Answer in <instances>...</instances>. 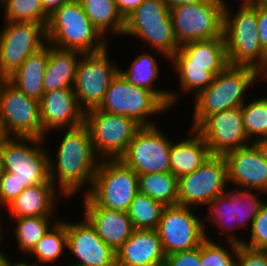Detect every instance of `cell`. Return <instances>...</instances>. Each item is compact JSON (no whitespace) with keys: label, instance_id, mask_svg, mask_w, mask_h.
I'll list each match as a JSON object with an SVG mask.
<instances>
[{"label":"cell","instance_id":"obj_32","mask_svg":"<svg viewBox=\"0 0 267 266\" xmlns=\"http://www.w3.org/2000/svg\"><path fill=\"white\" fill-rule=\"evenodd\" d=\"M55 216L20 217L11 219L16 224L14 227V237L17 241L18 249L27 255L33 250L36 244L58 221ZM52 220V221H51Z\"/></svg>","mask_w":267,"mask_h":266},{"label":"cell","instance_id":"obj_36","mask_svg":"<svg viewBox=\"0 0 267 266\" xmlns=\"http://www.w3.org/2000/svg\"><path fill=\"white\" fill-rule=\"evenodd\" d=\"M242 106L245 131L251 143L267 138V96L246 101Z\"/></svg>","mask_w":267,"mask_h":266},{"label":"cell","instance_id":"obj_47","mask_svg":"<svg viewBox=\"0 0 267 266\" xmlns=\"http://www.w3.org/2000/svg\"><path fill=\"white\" fill-rule=\"evenodd\" d=\"M164 3L168 6L169 9L183 5V4H196V3H202L209 0H163Z\"/></svg>","mask_w":267,"mask_h":266},{"label":"cell","instance_id":"obj_29","mask_svg":"<svg viewBox=\"0 0 267 266\" xmlns=\"http://www.w3.org/2000/svg\"><path fill=\"white\" fill-rule=\"evenodd\" d=\"M94 28L105 38L108 33L122 35L125 18L115 0H79ZM107 34V35H106Z\"/></svg>","mask_w":267,"mask_h":266},{"label":"cell","instance_id":"obj_22","mask_svg":"<svg viewBox=\"0 0 267 266\" xmlns=\"http://www.w3.org/2000/svg\"><path fill=\"white\" fill-rule=\"evenodd\" d=\"M116 266H162L166 254L157 230L134 229L117 250Z\"/></svg>","mask_w":267,"mask_h":266},{"label":"cell","instance_id":"obj_43","mask_svg":"<svg viewBox=\"0 0 267 266\" xmlns=\"http://www.w3.org/2000/svg\"><path fill=\"white\" fill-rule=\"evenodd\" d=\"M165 266H201L200 246L166 255Z\"/></svg>","mask_w":267,"mask_h":266},{"label":"cell","instance_id":"obj_21","mask_svg":"<svg viewBox=\"0 0 267 266\" xmlns=\"http://www.w3.org/2000/svg\"><path fill=\"white\" fill-rule=\"evenodd\" d=\"M85 217L98 236L116 253L132 235L134 227L128 212L98 206L87 194L83 196Z\"/></svg>","mask_w":267,"mask_h":266},{"label":"cell","instance_id":"obj_40","mask_svg":"<svg viewBox=\"0 0 267 266\" xmlns=\"http://www.w3.org/2000/svg\"><path fill=\"white\" fill-rule=\"evenodd\" d=\"M242 245L252 249L267 250V202L263 201L257 216L254 218L249 240H244Z\"/></svg>","mask_w":267,"mask_h":266},{"label":"cell","instance_id":"obj_25","mask_svg":"<svg viewBox=\"0 0 267 266\" xmlns=\"http://www.w3.org/2000/svg\"><path fill=\"white\" fill-rule=\"evenodd\" d=\"M158 64L154 54H150L149 51L143 52L133 59L127 69L119 68V73L131 84L151 91L168 109L172 110L173 105L180 100L178 96L180 93H175L173 89H156L154 83L160 74Z\"/></svg>","mask_w":267,"mask_h":266},{"label":"cell","instance_id":"obj_12","mask_svg":"<svg viewBox=\"0 0 267 266\" xmlns=\"http://www.w3.org/2000/svg\"><path fill=\"white\" fill-rule=\"evenodd\" d=\"M108 47L95 53H83L78 62L73 90L84 112L99 107L119 73L120 67L110 60Z\"/></svg>","mask_w":267,"mask_h":266},{"label":"cell","instance_id":"obj_16","mask_svg":"<svg viewBox=\"0 0 267 266\" xmlns=\"http://www.w3.org/2000/svg\"><path fill=\"white\" fill-rule=\"evenodd\" d=\"M157 125L142 126L119 158L137 175L170 172V148L173 141Z\"/></svg>","mask_w":267,"mask_h":266},{"label":"cell","instance_id":"obj_13","mask_svg":"<svg viewBox=\"0 0 267 266\" xmlns=\"http://www.w3.org/2000/svg\"><path fill=\"white\" fill-rule=\"evenodd\" d=\"M0 31V79H8L47 44L46 27L36 22H4Z\"/></svg>","mask_w":267,"mask_h":266},{"label":"cell","instance_id":"obj_8","mask_svg":"<svg viewBox=\"0 0 267 266\" xmlns=\"http://www.w3.org/2000/svg\"><path fill=\"white\" fill-rule=\"evenodd\" d=\"M138 192V175L132 168L120 159H103L87 195L100 207L128 212Z\"/></svg>","mask_w":267,"mask_h":266},{"label":"cell","instance_id":"obj_7","mask_svg":"<svg viewBox=\"0 0 267 266\" xmlns=\"http://www.w3.org/2000/svg\"><path fill=\"white\" fill-rule=\"evenodd\" d=\"M228 5L226 0H209L171 8L177 43L181 46L196 40L224 38V10Z\"/></svg>","mask_w":267,"mask_h":266},{"label":"cell","instance_id":"obj_9","mask_svg":"<svg viewBox=\"0 0 267 266\" xmlns=\"http://www.w3.org/2000/svg\"><path fill=\"white\" fill-rule=\"evenodd\" d=\"M110 114L127 116L141 126L157 125L151 116H157L169 109L151 92L128 82L118 73L105 92L97 108Z\"/></svg>","mask_w":267,"mask_h":266},{"label":"cell","instance_id":"obj_33","mask_svg":"<svg viewBox=\"0 0 267 266\" xmlns=\"http://www.w3.org/2000/svg\"><path fill=\"white\" fill-rule=\"evenodd\" d=\"M67 249L66 221L58 220L28 254L37 257L38 265L59 260ZM41 263V264H40Z\"/></svg>","mask_w":267,"mask_h":266},{"label":"cell","instance_id":"obj_20","mask_svg":"<svg viewBox=\"0 0 267 266\" xmlns=\"http://www.w3.org/2000/svg\"><path fill=\"white\" fill-rule=\"evenodd\" d=\"M39 103L42 139L50 130L64 131L84 124L85 112L80 108L73 89L44 92Z\"/></svg>","mask_w":267,"mask_h":266},{"label":"cell","instance_id":"obj_44","mask_svg":"<svg viewBox=\"0 0 267 266\" xmlns=\"http://www.w3.org/2000/svg\"><path fill=\"white\" fill-rule=\"evenodd\" d=\"M257 27L261 46L267 54V4L261 3L256 6Z\"/></svg>","mask_w":267,"mask_h":266},{"label":"cell","instance_id":"obj_52","mask_svg":"<svg viewBox=\"0 0 267 266\" xmlns=\"http://www.w3.org/2000/svg\"><path fill=\"white\" fill-rule=\"evenodd\" d=\"M0 209H2V208H0ZM0 213H1V212H0ZM0 215H1V214H0ZM2 219H3V218L0 216V244H2L1 241H2V239H3V234H2V230H3L2 228H3V227H2V224H1V223H2V222H1ZM0 246H1V245H0Z\"/></svg>","mask_w":267,"mask_h":266},{"label":"cell","instance_id":"obj_48","mask_svg":"<svg viewBox=\"0 0 267 266\" xmlns=\"http://www.w3.org/2000/svg\"><path fill=\"white\" fill-rule=\"evenodd\" d=\"M257 146L258 150L260 151L263 160L267 163V138L260 139L254 142Z\"/></svg>","mask_w":267,"mask_h":266},{"label":"cell","instance_id":"obj_54","mask_svg":"<svg viewBox=\"0 0 267 266\" xmlns=\"http://www.w3.org/2000/svg\"><path fill=\"white\" fill-rule=\"evenodd\" d=\"M2 163H1V155H0V176H1V174H2Z\"/></svg>","mask_w":267,"mask_h":266},{"label":"cell","instance_id":"obj_31","mask_svg":"<svg viewBox=\"0 0 267 266\" xmlns=\"http://www.w3.org/2000/svg\"><path fill=\"white\" fill-rule=\"evenodd\" d=\"M139 193L164 206L178 204V178L171 172L138 175Z\"/></svg>","mask_w":267,"mask_h":266},{"label":"cell","instance_id":"obj_46","mask_svg":"<svg viewBox=\"0 0 267 266\" xmlns=\"http://www.w3.org/2000/svg\"><path fill=\"white\" fill-rule=\"evenodd\" d=\"M70 0H42L44 12L50 17L59 7Z\"/></svg>","mask_w":267,"mask_h":266},{"label":"cell","instance_id":"obj_2","mask_svg":"<svg viewBox=\"0 0 267 266\" xmlns=\"http://www.w3.org/2000/svg\"><path fill=\"white\" fill-rule=\"evenodd\" d=\"M263 75L255 68L228 64L214 76L209 87L202 90L194 99V129L206 116L231 108L243 106L247 90L252 89ZM251 87V88H250Z\"/></svg>","mask_w":267,"mask_h":266},{"label":"cell","instance_id":"obj_37","mask_svg":"<svg viewBox=\"0 0 267 266\" xmlns=\"http://www.w3.org/2000/svg\"><path fill=\"white\" fill-rule=\"evenodd\" d=\"M178 74L180 89L183 93L191 92L197 96L202 90L209 87L214 75L208 71V66L199 65H172Z\"/></svg>","mask_w":267,"mask_h":266},{"label":"cell","instance_id":"obj_27","mask_svg":"<svg viewBox=\"0 0 267 266\" xmlns=\"http://www.w3.org/2000/svg\"><path fill=\"white\" fill-rule=\"evenodd\" d=\"M188 139L172 141L170 172L177 178L192 173L212 155L206 141L192 128Z\"/></svg>","mask_w":267,"mask_h":266},{"label":"cell","instance_id":"obj_51","mask_svg":"<svg viewBox=\"0 0 267 266\" xmlns=\"http://www.w3.org/2000/svg\"><path fill=\"white\" fill-rule=\"evenodd\" d=\"M3 252H4V251H2V250L0 249V266H4L5 261H6V259H7V257H6L7 254H4Z\"/></svg>","mask_w":267,"mask_h":266},{"label":"cell","instance_id":"obj_17","mask_svg":"<svg viewBox=\"0 0 267 266\" xmlns=\"http://www.w3.org/2000/svg\"><path fill=\"white\" fill-rule=\"evenodd\" d=\"M194 130L206 141L212 155L223 156L251 144L243 123L242 106L210 114Z\"/></svg>","mask_w":267,"mask_h":266},{"label":"cell","instance_id":"obj_28","mask_svg":"<svg viewBox=\"0 0 267 266\" xmlns=\"http://www.w3.org/2000/svg\"><path fill=\"white\" fill-rule=\"evenodd\" d=\"M49 43L31 54L8 80L26 96L41 100L44 93L43 77L48 63Z\"/></svg>","mask_w":267,"mask_h":266},{"label":"cell","instance_id":"obj_34","mask_svg":"<svg viewBox=\"0 0 267 266\" xmlns=\"http://www.w3.org/2000/svg\"><path fill=\"white\" fill-rule=\"evenodd\" d=\"M164 207L162 203L138 192L128 210L134 229L156 230Z\"/></svg>","mask_w":267,"mask_h":266},{"label":"cell","instance_id":"obj_49","mask_svg":"<svg viewBox=\"0 0 267 266\" xmlns=\"http://www.w3.org/2000/svg\"><path fill=\"white\" fill-rule=\"evenodd\" d=\"M11 259H9V257H7L6 261H5V264L4 266H39L36 262L35 263H31L30 262L28 263L25 262L27 259H25L24 261L22 262H15V263H12V261H10Z\"/></svg>","mask_w":267,"mask_h":266},{"label":"cell","instance_id":"obj_15","mask_svg":"<svg viewBox=\"0 0 267 266\" xmlns=\"http://www.w3.org/2000/svg\"><path fill=\"white\" fill-rule=\"evenodd\" d=\"M227 183L224 157L211 155L194 172L178 178V205L193 208L207 206L228 190Z\"/></svg>","mask_w":267,"mask_h":266},{"label":"cell","instance_id":"obj_18","mask_svg":"<svg viewBox=\"0 0 267 266\" xmlns=\"http://www.w3.org/2000/svg\"><path fill=\"white\" fill-rule=\"evenodd\" d=\"M82 221L67 222V252L72 254L73 265L116 266L115 252L98 236L95 228L83 217Z\"/></svg>","mask_w":267,"mask_h":266},{"label":"cell","instance_id":"obj_38","mask_svg":"<svg viewBox=\"0 0 267 266\" xmlns=\"http://www.w3.org/2000/svg\"><path fill=\"white\" fill-rule=\"evenodd\" d=\"M228 245L223 247L206 236L200 245L201 266H236L238 245L231 242Z\"/></svg>","mask_w":267,"mask_h":266},{"label":"cell","instance_id":"obj_41","mask_svg":"<svg viewBox=\"0 0 267 266\" xmlns=\"http://www.w3.org/2000/svg\"><path fill=\"white\" fill-rule=\"evenodd\" d=\"M25 188L17 178L13 177V173L2 171L0 176V208L8 206L14 199L20 195Z\"/></svg>","mask_w":267,"mask_h":266},{"label":"cell","instance_id":"obj_5","mask_svg":"<svg viewBox=\"0 0 267 266\" xmlns=\"http://www.w3.org/2000/svg\"><path fill=\"white\" fill-rule=\"evenodd\" d=\"M43 141L46 139L0 136L2 170L13 173L24 188L52 183L49 151L44 148Z\"/></svg>","mask_w":267,"mask_h":266},{"label":"cell","instance_id":"obj_4","mask_svg":"<svg viewBox=\"0 0 267 266\" xmlns=\"http://www.w3.org/2000/svg\"><path fill=\"white\" fill-rule=\"evenodd\" d=\"M230 9L224 10V39L228 63L249 66L262 75L267 74V54L259 39L256 6H241L235 14Z\"/></svg>","mask_w":267,"mask_h":266},{"label":"cell","instance_id":"obj_39","mask_svg":"<svg viewBox=\"0 0 267 266\" xmlns=\"http://www.w3.org/2000/svg\"><path fill=\"white\" fill-rule=\"evenodd\" d=\"M256 190L235 189V222L239 230L250 229L254 218L264 201Z\"/></svg>","mask_w":267,"mask_h":266},{"label":"cell","instance_id":"obj_6","mask_svg":"<svg viewBox=\"0 0 267 266\" xmlns=\"http://www.w3.org/2000/svg\"><path fill=\"white\" fill-rule=\"evenodd\" d=\"M127 36H136L141 42L155 49L170 62L180 48L173 30L170 9L163 0H145L125 17L124 30Z\"/></svg>","mask_w":267,"mask_h":266},{"label":"cell","instance_id":"obj_45","mask_svg":"<svg viewBox=\"0 0 267 266\" xmlns=\"http://www.w3.org/2000/svg\"><path fill=\"white\" fill-rule=\"evenodd\" d=\"M118 10L125 18L145 0H115Z\"/></svg>","mask_w":267,"mask_h":266},{"label":"cell","instance_id":"obj_35","mask_svg":"<svg viewBox=\"0 0 267 266\" xmlns=\"http://www.w3.org/2000/svg\"><path fill=\"white\" fill-rule=\"evenodd\" d=\"M5 22H36L48 24L49 16L44 12L42 0H0Z\"/></svg>","mask_w":267,"mask_h":266},{"label":"cell","instance_id":"obj_23","mask_svg":"<svg viewBox=\"0 0 267 266\" xmlns=\"http://www.w3.org/2000/svg\"><path fill=\"white\" fill-rule=\"evenodd\" d=\"M171 65L208 66L214 76L229 63L224 38L196 40L185 43L170 58Z\"/></svg>","mask_w":267,"mask_h":266},{"label":"cell","instance_id":"obj_3","mask_svg":"<svg viewBox=\"0 0 267 266\" xmlns=\"http://www.w3.org/2000/svg\"><path fill=\"white\" fill-rule=\"evenodd\" d=\"M46 38L54 47L83 53L99 52L109 46L108 40L94 28L79 0H70L49 17Z\"/></svg>","mask_w":267,"mask_h":266},{"label":"cell","instance_id":"obj_30","mask_svg":"<svg viewBox=\"0 0 267 266\" xmlns=\"http://www.w3.org/2000/svg\"><path fill=\"white\" fill-rule=\"evenodd\" d=\"M235 203V189L227 190L207 205V217L203 219L210 218L212 220L210 225L215 224L214 226L219 227L221 230L219 234L223 233L227 242L241 245L245 239L236 236V230L239 228L235 222Z\"/></svg>","mask_w":267,"mask_h":266},{"label":"cell","instance_id":"obj_11","mask_svg":"<svg viewBox=\"0 0 267 266\" xmlns=\"http://www.w3.org/2000/svg\"><path fill=\"white\" fill-rule=\"evenodd\" d=\"M94 152L101 159H119L142 127L134 119L110 114L97 108L85 112Z\"/></svg>","mask_w":267,"mask_h":266},{"label":"cell","instance_id":"obj_42","mask_svg":"<svg viewBox=\"0 0 267 266\" xmlns=\"http://www.w3.org/2000/svg\"><path fill=\"white\" fill-rule=\"evenodd\" d=\"M236 266H267V250L238 245Z\"/></svg>","mask_w":267,"mask_h":266},{"label":"cell","instance_id":"obj_53","mask_svg":"<svg viewBox=\"0 0 267 266\" xmlns=\"http://www.w3.org/2000/svg\"><path fill=\"white\" fill-rule=\"evenodd\" d=\"M262 81H263V82H265V81L267 82V74L263 75V77H262Z\"/></svg>","mask_w":267,"mask_h":266},{"label":"cell","instance_id":"obj_1","mask_svg":"<svg viewBox=\"0 0 267 266\" xmlns=\"http://www.w3.org/2000/svg\"><path fill=\"white\" fill-rule=\"evenodd\" d=\"M66 130L55 158L49 153V176L65 198H72L83 190L84 185L89 186L82 195L90 191L101 159L94 152L91 134L85 124Z\"/></svg>","mask_w":267,"mask_h":266},{"label":"cell","instance_id":"obj_26","mask_svg":"<svg viewBox=\"0 0 267 266\" xmlns=\"http://www.w3.org/2000/svg\"><path fill=\"white\" fill-rule=\"evenodd\" d=\"M82 54L78 50L61 49L49 44L48 63L43 77L44 92L73 89Z\"/></svg>","mask_w":267,"mask_h":266},{"label":"cell","instance_id":"obj_19","mask_svg":"<svg viewBox=\"0 0 267 266\" xmlns=\"http://www.w3.org/2000/svg\"><path fill=\"white\" fill-rule=\"evenodd\" d=\"M223 157L228 184L234 186L233 189L256 190L266 195L267 163L254 143L230 151Z\"/></svg>","mask_w":267,"mask_h":266},{"label":"cell","instance_id":"obj_24","mask_svg":"<svg viewBox=\"0 0 267 266\" xmlns=\"http://www.w3.org/2000/svg\"><path fill=\"white\" fill-rule=\"evenodd\" d=\"M65 197L53 183H44L29 188L18 195L8 207L10 219L20 217L55 216V210ZM57 204V205H56Z\"/></svg>","mask_w":267,"mask_h":266},{"label":"cell","instance_id":"obj_50","mask_svg":"<svg viewBox=\"0 0 267 266\" xmlns=\"http://www.w3.org/2000/svg\"><path fill=\"white\" fill-rule=\"evenodd\" d=\"M264 2H265V0H244L241 3V6H244V7L257 6V5L264 3Z\"/></svg>","mask_w":267,"mask_h":266},{"label":"cell","instance_id":"obj_14","mask_svg":"<svg viewBox=\"0 0 267 266\" xmlns=\"http://www.w3.org/2000/svg\"><path fill=\"white\" fill-rule=\"evenodd\" d=\"M192 209L178 204L164 207L156 230L166 255L194 249L206 239L208 227Z\"/></svg>","mask_w":267,"mask_h":266},{"label":"cell","instance_id":"obj_10","mask_svg":"<svg viewBox=\"0 0 267 266\" xmlns=\"http://www.w3.org/2000/svg\"><path fill=\"white\" fill-rule=\"evenodd\" d=\"M0 136L42 139L40 103L0 79Z\"/></svg>","mask_w":267,"mask_h":266}]
</instances>
